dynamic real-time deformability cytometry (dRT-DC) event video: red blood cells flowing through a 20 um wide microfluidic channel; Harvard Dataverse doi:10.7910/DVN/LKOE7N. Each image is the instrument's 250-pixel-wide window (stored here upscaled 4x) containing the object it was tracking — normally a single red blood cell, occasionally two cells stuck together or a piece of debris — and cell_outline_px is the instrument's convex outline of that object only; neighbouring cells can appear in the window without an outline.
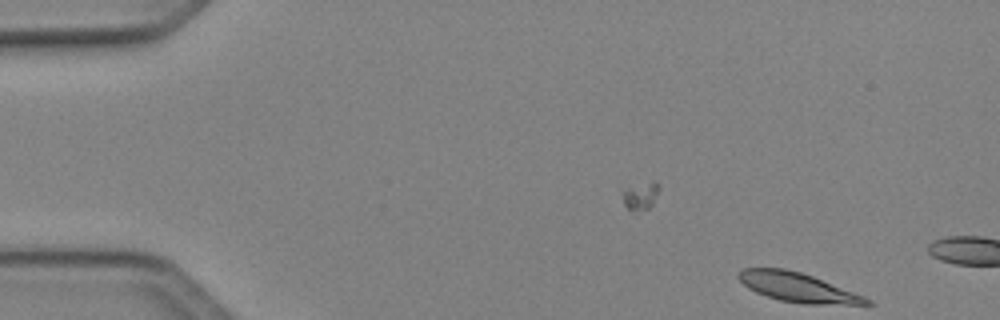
{"species": "Egyptian fruit bat (a non-hibernating species)", "species_latin": "Rousettus aegyptiacus", "temperature_condition": "cold", "stored_images_in_passage": 5, "camera_frame_rate_fps": 3000, "um_per_image_px": 0.085, "animal": {"sex": "female"}, "frame": {"image": 1, "passage_image": 5, "time_ms": 1.333, "image_size_px": [1000, 320], "cell_outline_px": [[872, 304], [804, 304], [780, 300], [756, 292], [748, 288], [736, 276], [744, 268], [784, 268], [800, 272], [812, 276], [864, 296], [872, 300]], "centroid_in_image_um": [67.79, 24.42], "position_along_channel_um": 17.2, "area_um2": 21.44}}